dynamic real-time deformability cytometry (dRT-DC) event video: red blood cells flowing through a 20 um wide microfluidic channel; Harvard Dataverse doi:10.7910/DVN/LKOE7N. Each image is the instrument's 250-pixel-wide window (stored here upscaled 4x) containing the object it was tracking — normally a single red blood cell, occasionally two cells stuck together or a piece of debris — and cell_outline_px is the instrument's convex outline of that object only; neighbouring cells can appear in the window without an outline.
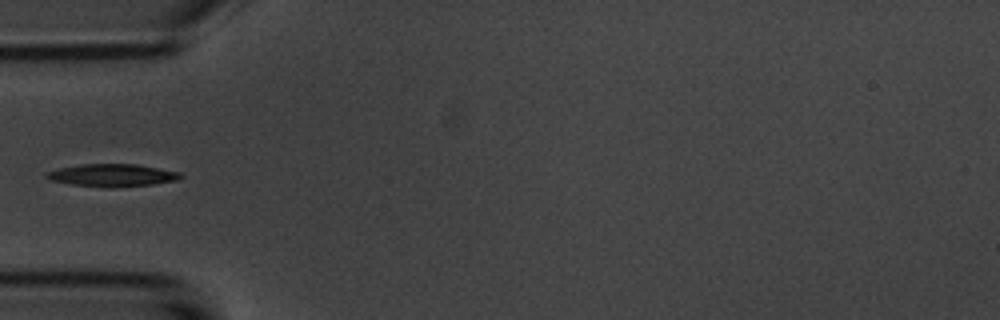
{"species": "common noctule bat (a hibernating species)", "species_latin": "Nyctalus noctula", "temperature_condition": "room temperature", "stored_images_in_passage": 38, "camera_frame_rate_fps": 3000, "um_per_image_px": 0.085, "animal": {"sex": "male", "body_mass_g": 20.1, "forearm_length_mm": 53.5}, "frame": {"image": 1, "passage_image": 1, "time_ms": 0.0, "image_size_px": [1000, 320], "cell_outline_px": [[184, 176], [176, 180], [152, 184], [72, 184], [52, 180], [44, 176], [44, 172], [60, 168], [80, 164], [136, 164], [180, 172]], "centroid_in_image_um": [9.53, 14.83], "position_along_channel_um": 75.5, "area_um2": 16.36}}
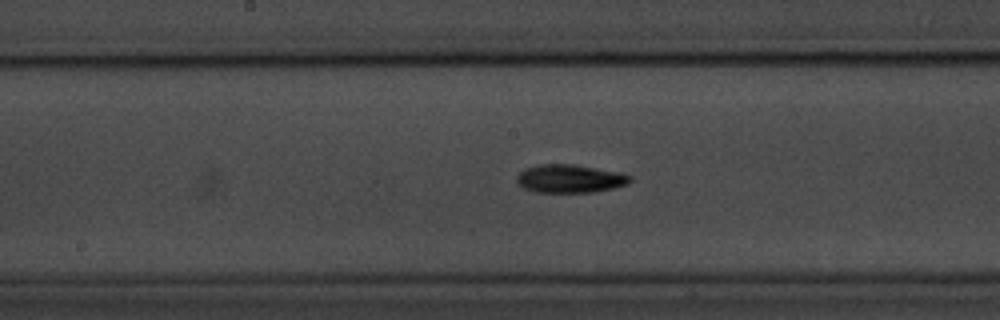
{"frame": {"image": 2, "passage_image": 11, "time_ms": 3.333, "image_size_px": [1000, 320], "cell_outline_px": [[632, 180], [628, 184], [612, 188], [592, 192], [536, 192], [524, 188], [516, 184], [516, 176], [524, 168], [540, 164], [576, 164], [620, 172], [632, 176]], "centroid_in_image_um": [48.43, 15.17], "position_along_channel_um": 199.8, "area_um2": 18.84}}
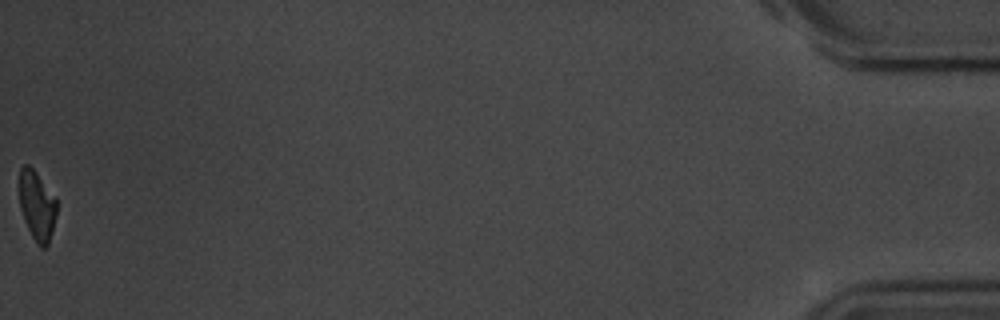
{"frame": {"image": 3, "passage_image": 38, "time_ms": 12.333, "image_size_px": [1000, 320], "cell_outline_px": [[56, 216], [48, 244], [44, 248], [40, 248], [36, 244], [24, 220], [20, 208], [20, 168], [24, 164], [28, 164], [36, 172], [56, 200]], "centroid_in_image_um": [3.13, 17.5], "position_along_channel_um": 432.1, "area_um2": 14.85}}